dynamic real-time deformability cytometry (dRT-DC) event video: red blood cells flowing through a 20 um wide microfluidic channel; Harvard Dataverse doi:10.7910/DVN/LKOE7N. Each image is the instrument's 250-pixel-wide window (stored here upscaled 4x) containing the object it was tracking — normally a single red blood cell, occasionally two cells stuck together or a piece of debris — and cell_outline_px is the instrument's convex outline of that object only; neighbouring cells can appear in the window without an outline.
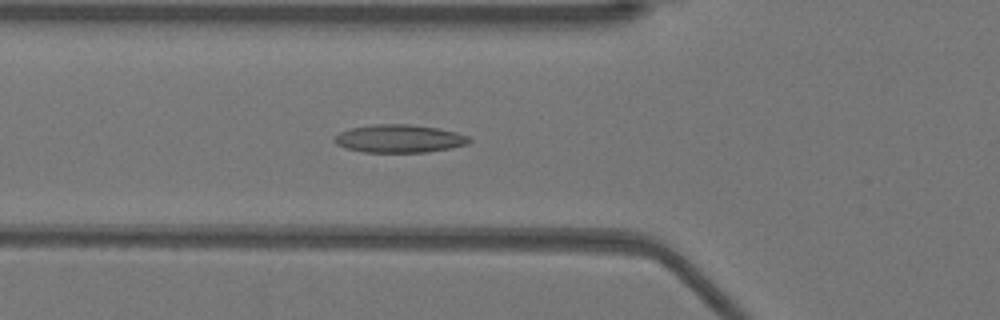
{"species": "Egyptian fruit bat (a non-hibernating species)", "species_latin": "Rousettus aegyptiacus", "temperature_condition": "warm", "stored_images_in_passage": 42, "camera_frame_rate_fps": 3000, "um_per_image_px": 0.085, "animal": {"sex": "female"}, "frame": {"image": 1, "passage_image": 18, "time_ms": 5.667, "image_size_px": [1000, 320], "cell_outline_px": [[472, 140], [468, 144], [452, 148], [428, 152], [364, 152], [344, 148], [336, 144], [332, 140], [340, 132], [352, 128], [372, 124], [408, 124], [436, 128], [456, 132], [468, 136]], "centroid_in_image_um": [33.94, 11.79], "position_along_channel_um": 91.9, "area_um2": 22.02}}
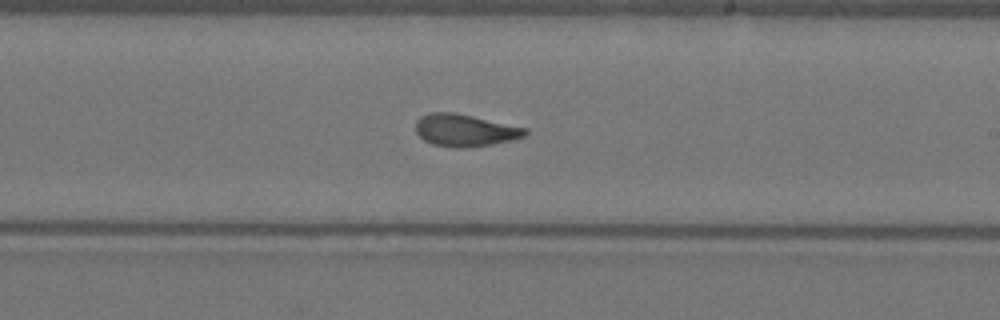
{"frame": {"image": 2, "passage_image": 30, "time_ms": 9.667, "image_size_px": [1000, 320], "cell_outline_px": [[528, 132], [524, 136], [492, 144], [464, 148], [452, 148], [432, 144], [424, 140], [416, 132], [416, 120], [420, 116], [432, 112], [456, 112], [528, 128]], "centroid_in_image_um": [39.49, 11.06], "position_along_channel_um": 249.5, "area_um2": 20.63}}
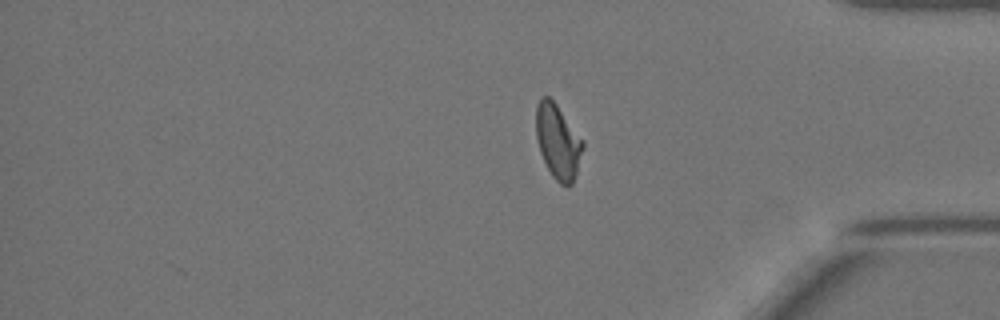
{"frame": {"image": 3, "passage_image": 42, "time_ms": 13.667, "image_size_px": [1000, 320], "cell_outline_px": [[584, 148], [572, 184], [568, 188], [560, 184], [552, 176], [540, 152], [536, 136], [536, 104], [540, 96], [548, 96], [556, 104], [584, 140]], "centroid_in_image_um": [47.42, 12.03], "position_along_channel_um": 387.8, "area_um2": 20.4}, "authors_computed_cell_mechanics": {"area_um2": 20.6635, "velocity_mm_per_s": 3.9366, "shape_relaxation_time_tau1_ms": 9.2452, "shape_relaxation_time_tau2_ms": 1.5472, "deformation_change_tau1": 0.2522, "deformation_change_tau2": 0.0755}}